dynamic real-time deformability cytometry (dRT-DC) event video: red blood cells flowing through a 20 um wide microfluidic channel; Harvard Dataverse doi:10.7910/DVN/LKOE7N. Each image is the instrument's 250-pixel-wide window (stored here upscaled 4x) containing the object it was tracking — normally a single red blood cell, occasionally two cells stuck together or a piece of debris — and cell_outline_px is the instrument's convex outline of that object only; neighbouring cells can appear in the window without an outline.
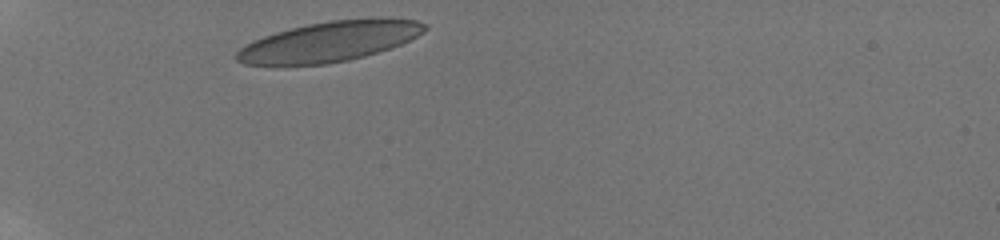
{"species": "human", "species_latin": "Homo sapiens", "temperature_condition": "room temperature", "stored_images_in_passage": 3, "camera_frame_rate_fps": 3000, "um_per_image_px": 0.085, "donor": {"sex": "male"}, "frame": {"image": 1, "passage_image": 1, "time_ms": 0.0, "image_size_px": [1000, 240], "cell_outline_px": [[428, 28], [424, 32], [400, 44], [364, 56], [348, 60], [328, 64], [244, 64], [236, 60], [232, 56], [240, 48], [252, 40], [276, 32], [308, 24], [332, 20], [416, 20], [428, 24]], "centroid_in_image_um": [27.93, 3.55], "position_along_channel_um": 57.1, "area_um2": 42.83}}
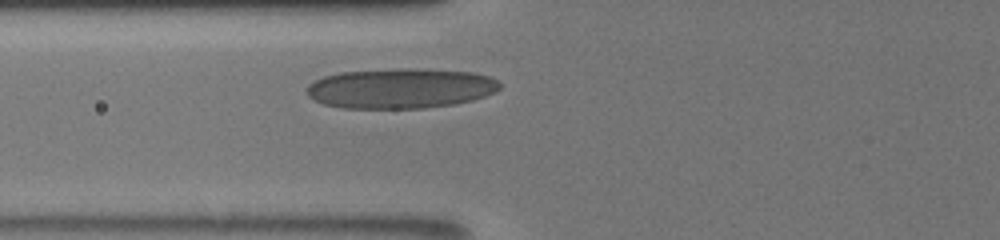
{"frame": {"image": 2, "passage_image": 3, "time_ms": 1.667, "image_size_px": [1000, 240], "cell_outline_px": [[500, 88], [496, 92], [472, 100], [456, 104], [424, 108], [344, 108], [324, 104], [308, 96], [308, 84], [324, 76], [340, 72], [404, 68], [416, 68], [472, 72], [488, 76], [500, 80]], "centroid_in_image_um": [34.09, 7.5], "position_along_channel_um": 91.7, "area_um2": 45.14}}